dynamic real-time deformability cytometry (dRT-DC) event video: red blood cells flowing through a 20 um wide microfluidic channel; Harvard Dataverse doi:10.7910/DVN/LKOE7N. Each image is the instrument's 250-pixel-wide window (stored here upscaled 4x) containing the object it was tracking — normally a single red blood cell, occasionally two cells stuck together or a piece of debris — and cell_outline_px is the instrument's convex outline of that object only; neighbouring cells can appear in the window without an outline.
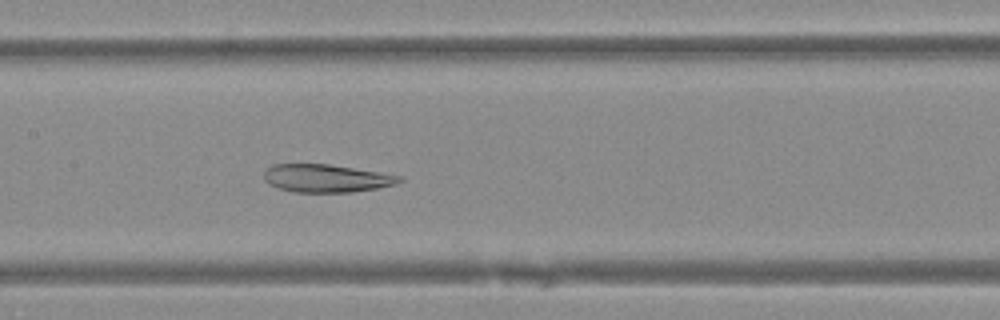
{"species": "Egyptian fruit bat (a non-hibernating species)", "species_latin": "Rousettus aegyptiacus", "temperature_condition": "warm", "stored_images_in_passage": 41, "camera_frame_rate_fps": 3000, "um_per_image_px": 0.085, "animal": {"sex": "female"}, "frame": {"image": 1, "passage_image": 16, "time_ms": 5.0, "image_size_px": [1000, 320], "cell_outline_px": [[404, 180], [396, 184], [380, 188], [352, 192], [292, 192], [276, 188], [268, 184], [264, 180], [264, 172], [272, 164], [328, 164], [400, 176]], "centroid_in_image_um": [27.69, 15.17], "position_along_channel_um": 179.7, "area_um2": 22.02}}
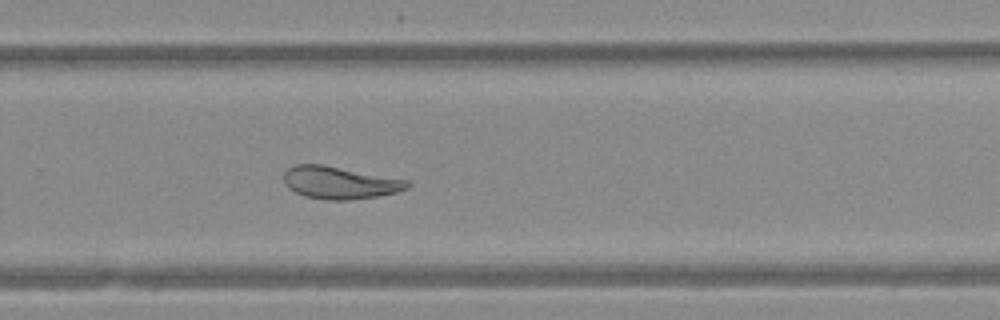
{"frame": {"image": 2, "passage_image": 25, "time_ms": 8.0, "image_size_px": [1000, 320], "cell_outline_px": [[408, 188], [396, 192], [376, 196], [348, 200], [324, 200], [304, 196], [288, 188], [284, 180], [284, 172], [288, 168], [296, 164], [324, 164], [408, 180]], "centroid_in_image_um": [28.84, 15.52], "position_along_channel_um": 301.0, "area_um2": 23.29}}
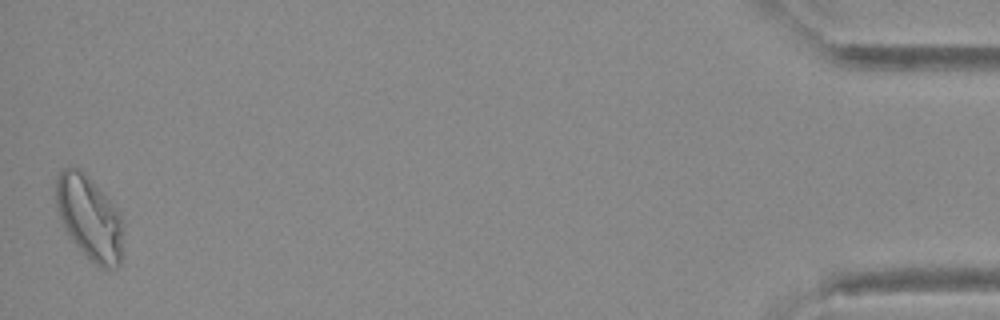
{"frame": {"image": 3, "passage_image": 41, "time_ms": 13.333, "image_size_px": [1000, 320], "cell_outline_px": [[120, 264], [116, 268], [100, 268], [72, 240], [60, 216], [56, 204], [56, 176], [64, 168], [80, 168], [92, 180], [120, 212]], "centroid_in_image_um": [7.58, 18.46], "position_along_channel_um": 427.6, "area_um2": 31.79}}